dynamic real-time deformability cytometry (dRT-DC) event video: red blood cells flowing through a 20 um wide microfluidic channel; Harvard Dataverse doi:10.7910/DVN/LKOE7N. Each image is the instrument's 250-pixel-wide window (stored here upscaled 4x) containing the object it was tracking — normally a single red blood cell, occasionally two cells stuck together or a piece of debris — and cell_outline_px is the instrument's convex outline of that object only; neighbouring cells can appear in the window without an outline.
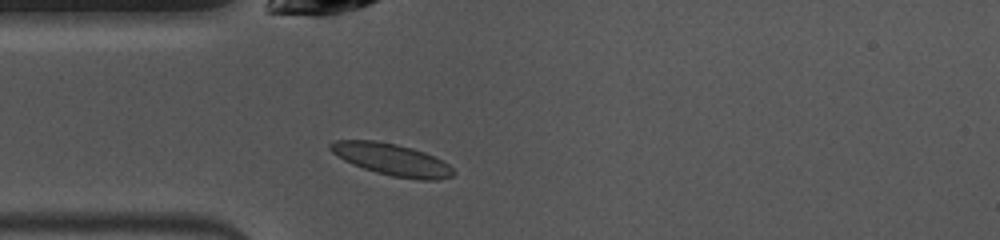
{"species": "common noctule bat (a hibernating species)", "species_latin": "Nyctalus noctula", "temperature_condition": "warm", "stored_images_in_passage": 37, "camera_frame_rate_fps": 3000, "um_per_image_px": 0.085, "animal": {"sex": "female", "body_mass_g": 10.0, "forearm_length_mm": 53.1}, "frame": {"image": 1, "passage_image": 1, "time_ms": 0.0, "image_size_px": [1000, 240], "cell_outline_px": [[456, 172], [452, 176], [436, 180], [420, 180], [392, 176], [376, 172], [352, 164], [344, 160], [332, 152], [328, 148], [328, 144], [336, 140], [376, 140], [396, 144], [412, 148], [424, 152], [448, 164]], "centroid_in_image_um": [33.28, 13.55], "position_along_channel_um": 51.7, "area_um2": 22.72}}
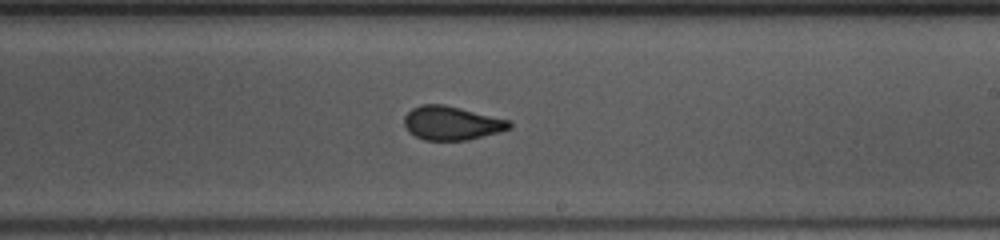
{"frame": {"image": 2, "passage_image": 16, "time_ms": 5.0, "image_size_px": [1000, 240], "cell_outline_px": [[512, 128], [468, 140], [424, 140], [408, 132], [404, 124], [404, 116], [412, 108], [420, 104], [444, 104], [508, 120], [512, 124]], "centroid_in_image_um": [38.35, 10.46], "position_along_channel_um": 250.7, "area_um2": 20.58}}
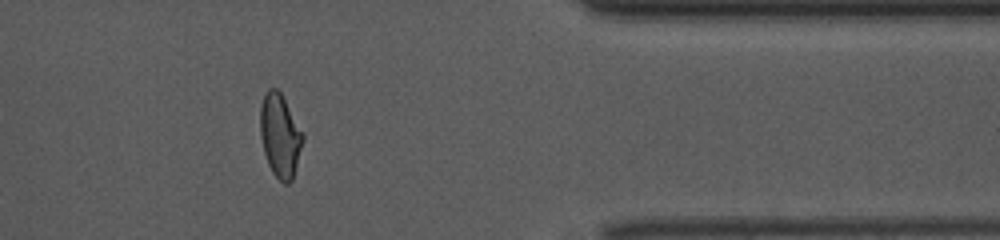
{"frame": {"image": 3, "passage_image": 28, "time_ms": 9.0, "image_size_px": [1000, 240], "cell_outline_px": [[304, 140], [292, 180], [288, 184], [284, 184], [272, 172], [268, 164], [264, 152], [260, 136], [260, 108], [264, 96], [268, 88], [276, 88], [280, 92], [304, 132]], "centroid_in_image_um": [23.81, 11.52], "position_along_channel_um": 387.6, "area_um2": 20.75}, "authors_computed_cell_mechanics": {"area_um2": 20.7502, "velocity_mm_per_s": 4.0133, "shape_relaxation_time_tau1_ms": 6.6086, "shape_relaxation_time_tau2_ms": 1.1863, "deformation_change_tau1": 0.1931, "deformation_change_tau2": 0.0646}}